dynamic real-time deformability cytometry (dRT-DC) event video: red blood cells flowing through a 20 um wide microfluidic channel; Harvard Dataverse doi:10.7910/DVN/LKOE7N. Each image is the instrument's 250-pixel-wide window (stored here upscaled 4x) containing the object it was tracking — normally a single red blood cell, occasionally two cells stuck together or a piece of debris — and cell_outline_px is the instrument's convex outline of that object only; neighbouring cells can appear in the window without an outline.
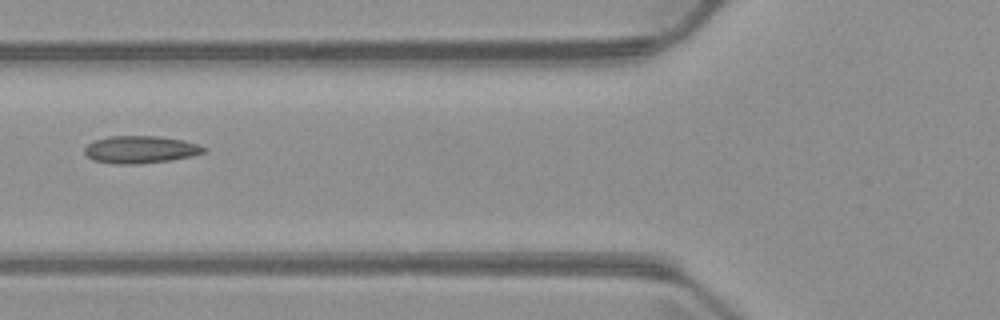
{"species": "common noctule bat (a hibernating species)", "species_latin": "Nyctalus noctula", "temperature_condition": "warm", "stored_images_in_passage": 6, "camera_frame_rate_fps": 3000, "um_per_image_px": 0.085, "animal": {"sex": "male", "body_mass_g": 23.1, "forearm_length_mm": 52.7}, "frame": {"image": 1, "passage_image": 6, "time_ms": 6.0, "image_size_px": [1000, 320], "cell_outline_px": [[208, 152], [192, 156], [172, 160], [140, 164], [116, 164], [92, 160], [84, 152], [84, 148], [88, 144], [96, 140], [108, 136], [160, 136], [184, 140], [208, 148]], "centroid_in_image_um": [11.98, 12.71], "position_along_channel_um": 113.8, "area_um2": 19.25}}